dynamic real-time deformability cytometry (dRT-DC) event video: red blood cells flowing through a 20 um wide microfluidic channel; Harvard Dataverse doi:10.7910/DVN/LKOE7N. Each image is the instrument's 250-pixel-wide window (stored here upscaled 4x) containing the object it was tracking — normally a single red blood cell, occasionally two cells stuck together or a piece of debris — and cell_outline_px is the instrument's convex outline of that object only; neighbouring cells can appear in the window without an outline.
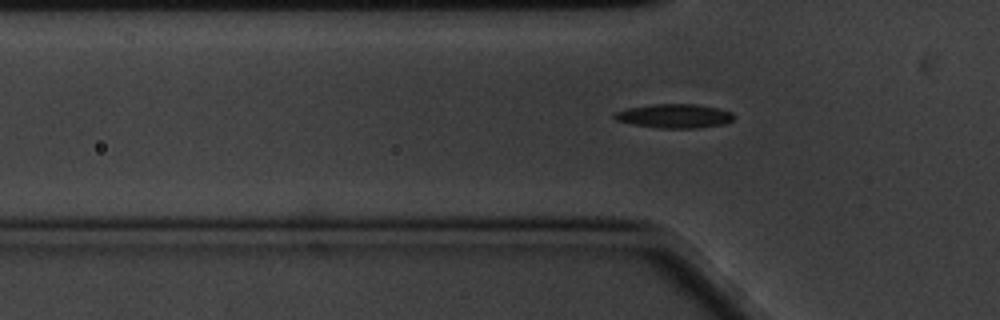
{"species": "common noctule bat (a hibernating species)", "species_latin": "Nyctalus noctula", "temperature_condition": "cold", "stored_images_in_passage": 43, "camera_frame_rate_fps": 3000, "um_per_image_px": 0.085, "animal": {"sex": "male", "body_mass_g": 20.1, "forearm_length_mm": 53.5}, "frame": {"image": 1, "passage_image": 2, "time_ms": 0.333, "image_size_px": [1000, 320], "cell_outline_px": [[732, 120], [724, 124], [696, 128], [660, 128], [632, 124], [616, 120], [612, 116], [616, 112], [628, 108], [652, 104], [696, 104], [720, 108], [732, 112]], "centroid_in_image_um": [57.32, 9.85], "position_along_channel_um": 68.5, "area_um2": 16.65}}
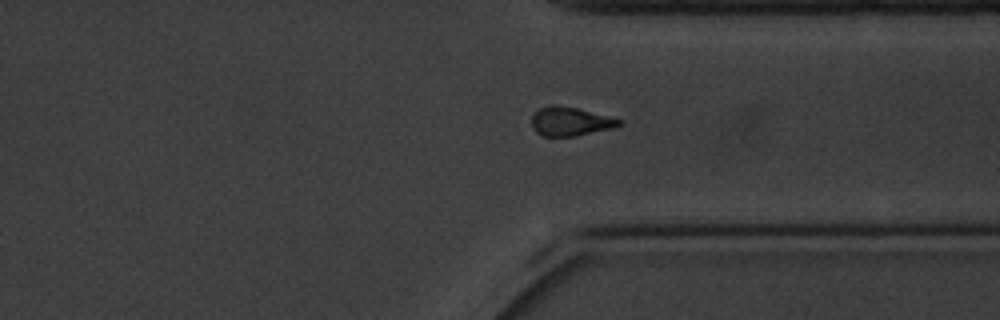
{"frame": {"image": 2, "passage_image": 28, "time_ms": 9.0, "image_size_px": [1000, 320], "cell_outline_px": [[620, 124], [616, 128], [576, 136], [540, 136], [532, 128], [532, 116], [540, 108], [552, 104], [576, 108], [608, 116], [620, 120]], "centroid_in_image_um": [48.45, 10.34], "position_along_channel_um": 362.9, "area_um2": 14.62}}
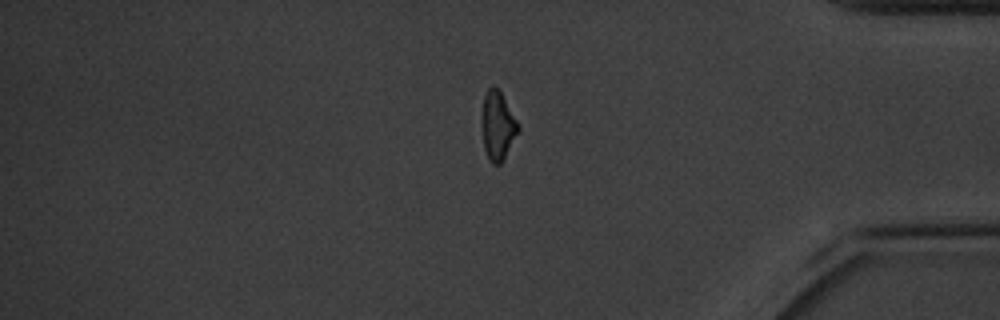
{"frame": {"image": 3, "passage_image": 33, "time_ms": 10.667, "image_size_px": [1000, 320], "cell_outline_px": [[520, 128], [500, 164], [492, 164], [484, 148], [480, 120], [480, 116], [484, 96], [488, 88], [492, 84], [500, 92], [520, 124]], "centroid_in_image_um": [42.27, 10.65], "position_along_channel_um": 392.9, "area_um2": 14.57}}